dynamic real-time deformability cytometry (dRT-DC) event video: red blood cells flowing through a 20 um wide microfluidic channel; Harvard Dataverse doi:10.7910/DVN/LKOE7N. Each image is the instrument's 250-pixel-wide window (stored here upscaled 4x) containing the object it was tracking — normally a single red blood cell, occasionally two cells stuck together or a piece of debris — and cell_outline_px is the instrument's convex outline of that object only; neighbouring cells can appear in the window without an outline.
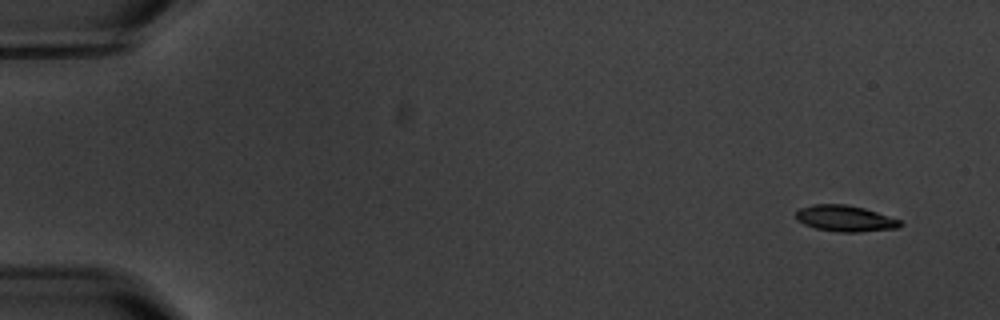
{"species": "common noctule bat (a hibernating species)", "species_latin": "Nyctalus noctula", "temperature_condition": "warm", "stored_images_in_passage": 5, "camera_frame_rate_fps": 3000, "um_per_image_px": 0.085, "animal": {"sex": "male", "body_mass_g": 20.1, "forearm_length_mm": 53.5}, "frame": {"image": 1, "passage_image": 1, "time_ms": 0.0, "image_size_px": [1000, 320], "cell_outline_px": [[904, 224], [900, 228], [860, 232], [840, 232], [816, 228], [804, 224], [796, 220], [796, 212], [800, 208], [812, 204], [844, 204], [864, 208], [900, 220]], "centroid_in_image_um": [71.84, 18.57], "position_along_channel_um": 13.2, "area_um2": 15.9}}
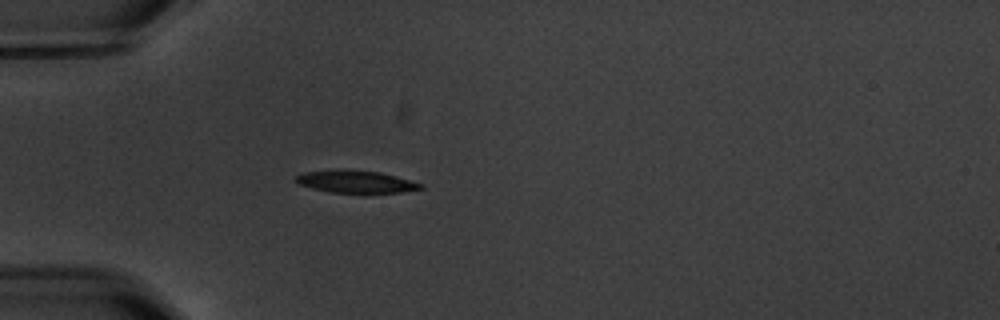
{"frame": {"image": 2, "passage_image": 5, "time_ms": 4.667, "image_size_px": [1000, 320], "cell_outline_px": [[424, 188], [400, 192], [328, 192], [312, 188], [300, 184], [292, 180], [296, 176], [304, 172], [344, 168], [380, 172], [396, 176], [424, 184]], "centroid_in_image_um": [30.21, 15.42], "position_along_channel_um": 54.8, "area_um2": 16.36}}